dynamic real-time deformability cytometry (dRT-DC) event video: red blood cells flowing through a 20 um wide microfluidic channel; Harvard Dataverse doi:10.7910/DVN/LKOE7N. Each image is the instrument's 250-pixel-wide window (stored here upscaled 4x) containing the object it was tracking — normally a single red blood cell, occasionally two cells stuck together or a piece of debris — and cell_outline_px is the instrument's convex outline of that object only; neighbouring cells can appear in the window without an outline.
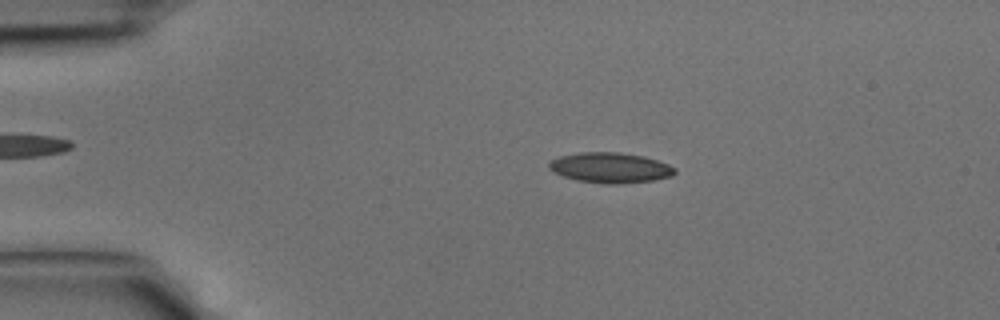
{"species": "common noctule bat (a hibernating species)", "species_latin": "Nyctalus noctula", "temperature_condition": "cold", "stored_images_in_passage": 29, "camera_frame_rate_fps": 3000, "um_per_image_px": 0.085, "animal": {"sex": "male", "body_mass_g": 15.6}, "frame": {"image": 1, "passage_image": 8, "time_ms": 2.333, "image_size_px": [1000, 320], "cell_outline_px": [[676, 172], [672, 176], [652, 180], [616, 184], [608, 184], [576, 180], [552, 172], [548, 168], [548, 164], [552, 160], [560, 156], [580, 152], [620, 152], [644, 156], [668, 164], [676, 168]], "centroid_in_image_um": [51.86, 14.25], "position_along_channel_um": 33.1, "area_um2": 22.2}}
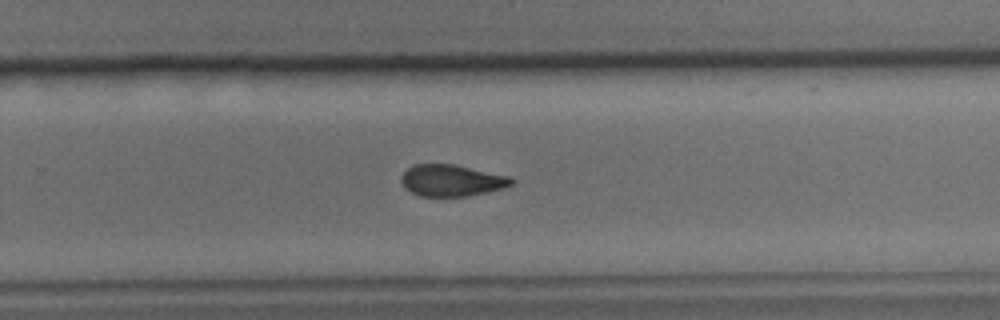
{"frame": {"image": 2, "passage_image": 27, "time_ms": 8.667, "image_size_px": [1000, 320], "cell_outline_px": [[516, 180], [512, 184], [504, 188], [464, 196], [420, 196], [404, 188], [400, 180], [400, 176], [412, 164], [452, 164], [512, 176]], "centroid_in_image_um": [38.38, 15.33], "position_along_channel_um": 291.4, "area_um2": 20.35}}
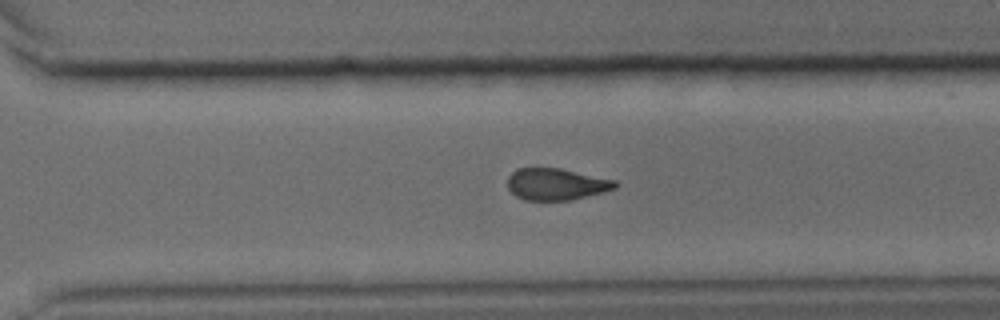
{"frame": {"image": 3, "passage_image": 29, "time_ms": 9.333, "image_size_px": [1000, 320], "cell_outline_px": [[620, 184], [616, 188], [604, 192], [568, 200], [524, 200], [516, 196], [508, 188], [508, 176], [512, 172], [520, 168], [536, 164], [560, 168], [616, 180]], "centroid_in_image_um": [47.26, 15.61], "position_along_channel_um": 323.3, "area_um2": 20.46}}